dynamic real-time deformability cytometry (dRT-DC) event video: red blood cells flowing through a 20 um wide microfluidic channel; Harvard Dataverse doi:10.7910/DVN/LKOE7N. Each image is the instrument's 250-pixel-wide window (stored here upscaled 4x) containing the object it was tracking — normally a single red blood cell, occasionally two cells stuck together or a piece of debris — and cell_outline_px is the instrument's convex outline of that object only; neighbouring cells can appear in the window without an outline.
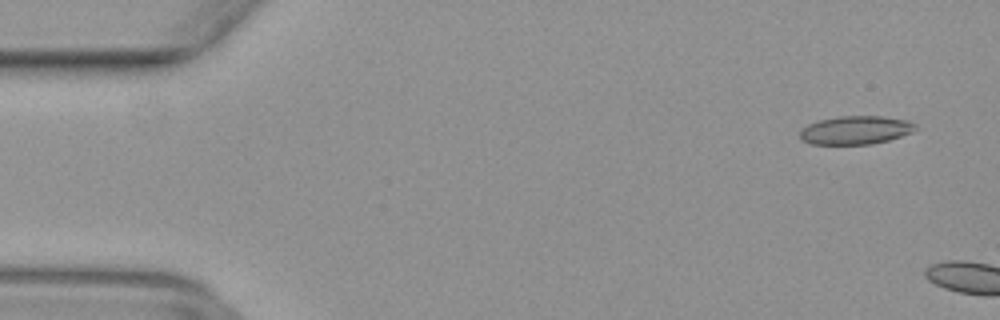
{"species": "common noctule bat (a hibernating species)", "species_latin": "Nyctalus noctula", "temperature_condition": "warm", "stored_images_in_passage": 7, "camera_frame_rate_fps": 3000, "um_per_image_px": 0.085, "animal": {"sex": "female", "body_mass_g": 29.2, "forearm_length_mm": 56.3}, "frame": {"image": 1, "passage_image": 3, "time_ms": 0.667, "image_size_px": [1000, 320], "cell_outline_px": [[916, 128], [912, 132], [888, 140], [872, 144], [812, 144], [800, 140], [800, 132], [808, 124], [820, 120], [840, 116], [880, 116], [908, 120], [916, 124]], "centroid_in_image_um": [72.73, 11.06], "position_along_channel_um": 12.3, "area_um2": 19.02}}